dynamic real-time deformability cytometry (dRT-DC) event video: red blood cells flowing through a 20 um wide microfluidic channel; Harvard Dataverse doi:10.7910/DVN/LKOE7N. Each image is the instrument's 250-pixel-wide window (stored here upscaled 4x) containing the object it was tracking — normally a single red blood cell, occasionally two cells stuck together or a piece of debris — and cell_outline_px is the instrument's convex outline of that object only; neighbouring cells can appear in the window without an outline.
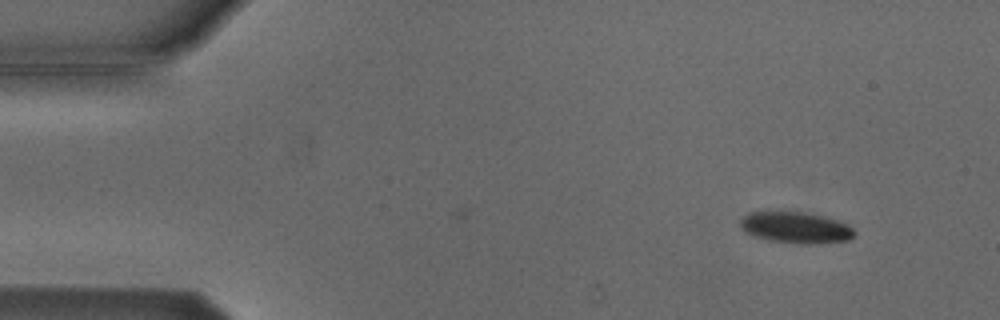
{"species": "Egyptian fruit bat (a non-hibernating species)", "species_latin": "Rousettus aegyptiacus", "temperature_condition": "cold", "stored_images_in_passage": 3, "camera_frame_rate_fps": 3000, "um_per_image_px": 0.085, "animal": {"sex": "male"}, "frame": {"image": 1, "passage_image": 3, "time_ms": 2.333, "image_size_px": [1000, 320], "cell_outline_px": [[856, 232], [848, 240], [820, 244], [796, 244], [768, 240], [752, 236], [740, 228], [740, 220], [748, 212], [804, 212], [836, 220], [848, 224]], "centroid_in_image_um": [67.61, 19.36], "position_along_channel_um": 17.4, "area_um2": 20.87}}